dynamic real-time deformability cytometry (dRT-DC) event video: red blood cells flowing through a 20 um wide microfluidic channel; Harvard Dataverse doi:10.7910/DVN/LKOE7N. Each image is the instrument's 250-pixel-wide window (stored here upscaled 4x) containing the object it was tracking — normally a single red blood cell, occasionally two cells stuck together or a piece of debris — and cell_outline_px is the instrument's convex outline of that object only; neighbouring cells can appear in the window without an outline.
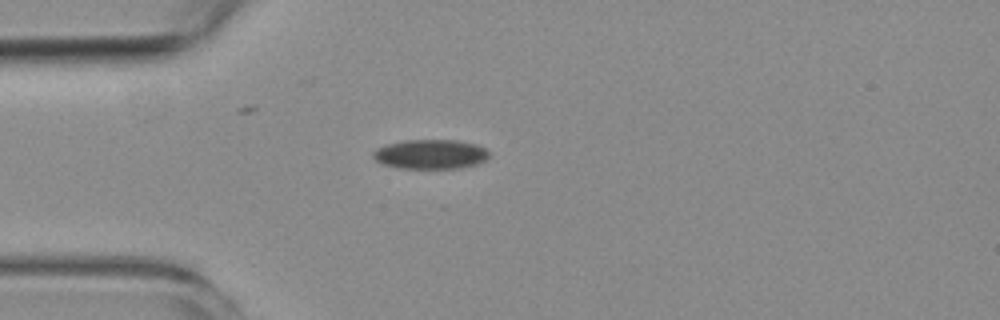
{"species": "common noctule bat (a hibernating species)", "species_latin": "Nyctalus noctula", "temperature_condition": "room temperature", "stored_images_in_passage": 5, "camera_frame_rate_fps": 3000, "um_per_image_px": 0.085, "animal": {"sex": "female", "body_mass_g": 19.3, "forearm_length_mm": 54.1}, "frame": {"image": 1, "passage_image": 3, "time_ms": 2.333, "image_size_px": [1000, 320], "cell_outline_px": [[488, 156], [484, 160], [476, 164], [460, 168], [400, 168], [384, 164], [376, 160], [372, 156], [372, 152], [376, 148], [384, 144], [404, 140], [456, 140], [476, 144], [488, 148]], "centroid_in_image_um": [36.58, 13.09], "position_along_channel_um": 48.4, "area_um2": 20.0}}
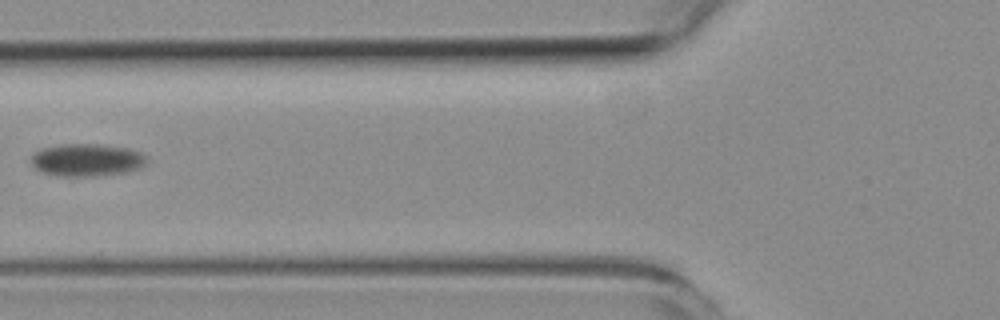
{"frame": {"image": 2, "passage_image": 5, "time_ms": 4.667, "image_size_px": [1000, 320], "cell_outline_px": [[148, 164], [140, 168], [128, 172], [100, 176], [56, 176], [40, 172], [32, 164], [32, 156], [40, 148], [64, 144], [96, 144], [128, 148], [140, 152], [148, 160]], "centroid_in_image_um": [7.4, 13.61], "position_along_channel_um": 118.4, "area_um2": 22.14}}